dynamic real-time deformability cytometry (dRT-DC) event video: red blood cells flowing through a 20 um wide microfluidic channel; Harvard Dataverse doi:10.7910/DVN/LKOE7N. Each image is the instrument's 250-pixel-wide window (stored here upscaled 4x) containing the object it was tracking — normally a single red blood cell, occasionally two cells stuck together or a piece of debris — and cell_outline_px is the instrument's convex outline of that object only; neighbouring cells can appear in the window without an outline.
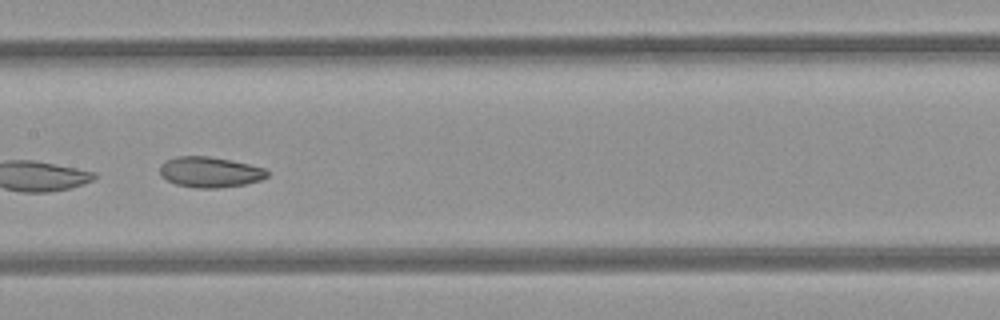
{"species": "common noctule bat (a hibernating species)", "species_latin": "Nyctalus noctula", "temperature_condition": "room temperature", "stored_images_in_passage": 40, "camera_frame_rate_fps": 3000, "um_per_image_px": 0.085, "animal": {"sex": "female", "body_mass_g": 21.9}, "frame": {"image": 1, "passage_image": 18, "time_ms": 5.667, "image_size_px": [1000, 320], "cell_outline_px": [[268, 176], [260, 180], [244, 184], [216, 188], [196, 188], [176, 184], [160, 176], [160, 164], [176, 156], [208, 156], [248, 164], [264, 168], [268, 172]], "centroid_in_image_um": [17.82, 14.63], "position_along_channel_um": 189.6, "area_um2": 18.9}, "authors_computed_cell_mechanics": {"area_um2": 20.5479, "velocity_mm_per_s": 3.9897, "shape_relaxation_time_tau1_ms": null, "shape_relaxation_time_tau2_ms": 2.4563, "deformation_change_tau1": null, "deformation_change_tau2": 0.0736}}